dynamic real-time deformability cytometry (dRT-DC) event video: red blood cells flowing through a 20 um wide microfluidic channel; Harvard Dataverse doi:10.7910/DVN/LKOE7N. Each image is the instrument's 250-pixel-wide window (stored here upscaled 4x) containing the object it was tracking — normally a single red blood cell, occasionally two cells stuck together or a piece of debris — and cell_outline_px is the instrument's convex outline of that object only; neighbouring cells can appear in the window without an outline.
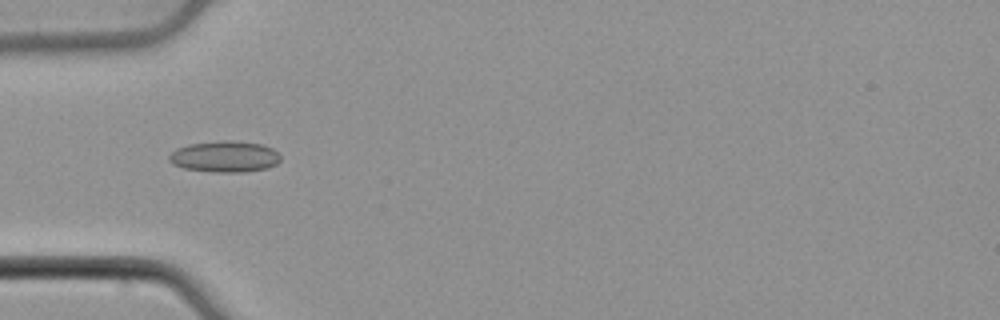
{"species": "common noctule bat (a hibernating species)", "species_latin": "Nyctalus noctula", "temperature_condition": "cold", "stored_images_in_passage": 44, "camera_frame_rate_fps": 3000, "um_per_image_px": 0.085, "animal": {"sex": "male", "body_mass_g": 21.5, "forearm_length_mm": 52.0}, "frame": {"image": 1, "passage_image": 12, "time_ms": 3.667, "image_size_px": [1000, 320], "cell_outline_px": [[280, 160], [276, 164], [268, 168], [244, 172], [212, 172], [184, 168], [172, 164], [168, 160], [168, 156], [176, 148], [188, 144], [224, 140], [228, 140], [260, 144], [272, 148], [280, 156]], "centroid_in_image_um": [19.07, 13.31], "position_along_channel_um": 65.9, "area_um2": 20.29}}
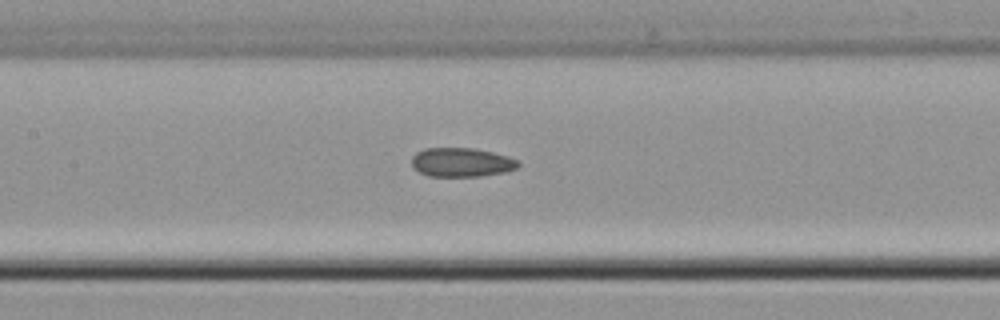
{"frame": {"image": 2, "passage_image": 20, "time_ms": 6.333, "image_size_px": [1000, 320], "cell_outline_px": [[520, 164], [516, 168], [504, 172], [480, 176], [428, 176], [412, 168], [412, 156], [416, 152], [424, 148], [472, 148], [492, 152], [508, 156], [516, 160]], "centroid_in_image_um": [39.19, 13.79], "position_along_channel_um": 168.2, "area_um2": 17.98}}
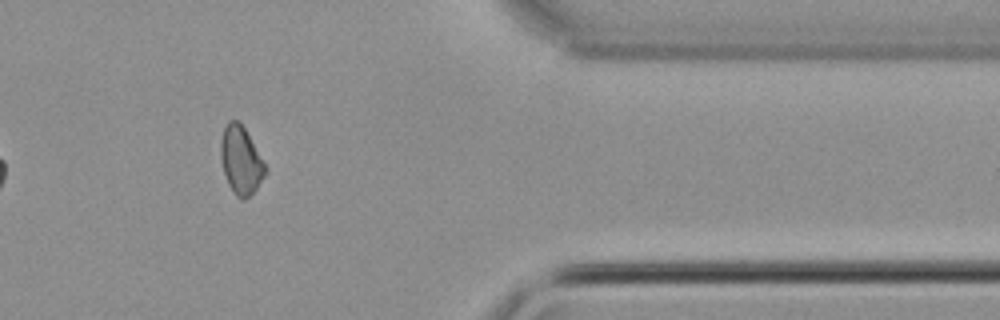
{"frame": {"image": 3, "passage_image": 39, "time_ms": 12.667, "image_size_px": [1000, 320], "cell_outline_px": [[268, 168], [264, 176], [256, 188], [244, 200], [240, 200], [236, 196], [228, 184], [224, 172], [220, 156], [220, 140], [224, 128], [228, 120], [236, 120], [244, 128]], "centroid_in_image_um": [20.46, 13.63], "position_along_channel_um": 390.9, "area_um2": 17.46}, "authors_computed_cell_mechanics": {"area_um2": 18.2648, "velocity_mm_per_s": 3.8773, "shape_relaxation_time_tau1_ms": null, "shape_relaxation_time_tau2_ms": 4.1009, "deformation_change_tau1": null, "deformation_change_tau2": 0.1035}}